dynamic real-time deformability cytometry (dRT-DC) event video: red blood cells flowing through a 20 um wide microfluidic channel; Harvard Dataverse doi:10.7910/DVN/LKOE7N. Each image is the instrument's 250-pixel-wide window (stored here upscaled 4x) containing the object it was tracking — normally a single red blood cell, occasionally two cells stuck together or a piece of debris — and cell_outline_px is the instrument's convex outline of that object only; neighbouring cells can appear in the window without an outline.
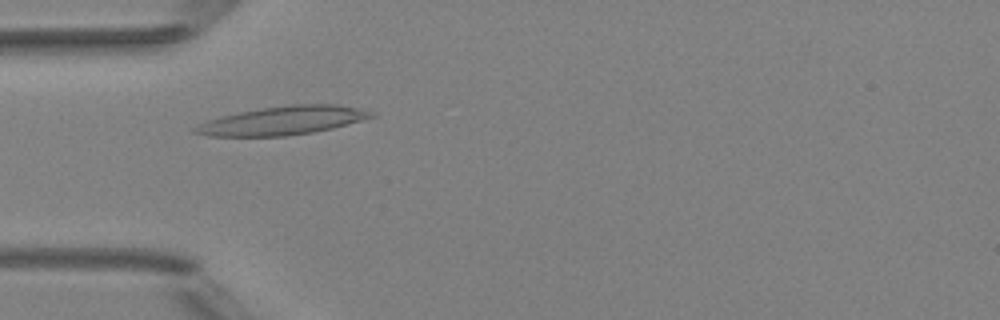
{"species": "Egyptian fruit bat (a non-hibernating species)", "species_latin": "Rousettus aegyptiacus", "temperature_condition": "room temperature", "stored_images_in_passage": 6, "camera_frame_rate_fps": 3000, "um_per_image_px": 0.085, "animal": {"sex": "female"}, "frame": {"image": 1, "passage_image": 4, "time_ms": 4.333, "image_size_px": [1000, 320], "cell_outline_px": [[376, 116], [332, 128], [312, 132], [284, 136], [208, 136], [192, 132], [192, 128], [196, 124], [220, 116], [240, 112], [288, 104], [336, 104], [376, 112]], "centroid_in_image_um": [24.0, 10.25], "position_along_channel_um": 61.0, "area_um2": 29.19}}
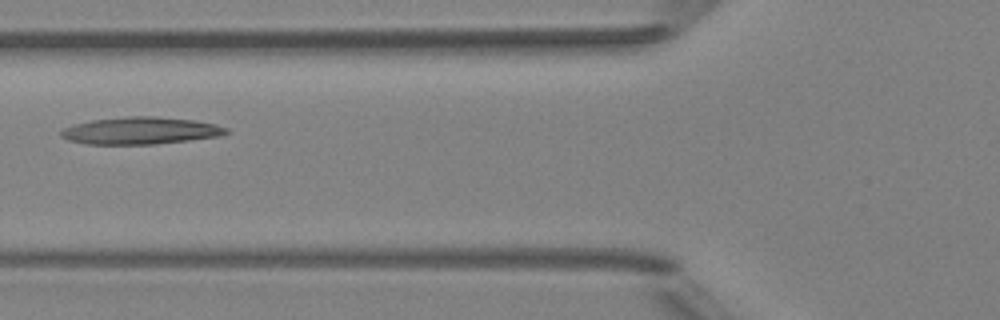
{"frame": {"image": 2, "passage_image": 5, "time_ms": 5.667, "image_size_px": [1000, 320], "cell_outline_px": [[232, 132], [220, 136], [156, 144], [88, 144], [68, 140], [60, 136], [60, 132], [64, 128], [76, 124], [92, 120], [124, 116], [156, 116], [196, 120], [216, 124], [228, 128]], "centroid_in_image_um": [11.99, 11.1], "position_along_channel_um": 113.8, "area_um2": 26.3}}
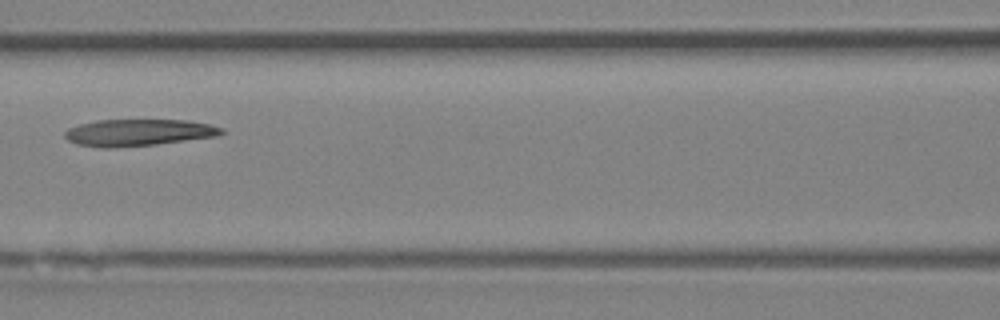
{"frame": {"image": 3, "passage_image": 6, "time_ms": 6.667, "image_size_px": [1000, 320], "cell_outline_px": [[224, 132], [220, 136], [156, 144], [112, 148], [100, 148], [76, 144], [68, 140], [64, 136], [64, 132], [68, 128], [80, 124], [96, 120], [188, 120], [208, 124], [224, 128]], "centroid_in_image_um": [11.76, 11.27], "position_along_channel_um": 154.8, "area_um2": 24.62}}